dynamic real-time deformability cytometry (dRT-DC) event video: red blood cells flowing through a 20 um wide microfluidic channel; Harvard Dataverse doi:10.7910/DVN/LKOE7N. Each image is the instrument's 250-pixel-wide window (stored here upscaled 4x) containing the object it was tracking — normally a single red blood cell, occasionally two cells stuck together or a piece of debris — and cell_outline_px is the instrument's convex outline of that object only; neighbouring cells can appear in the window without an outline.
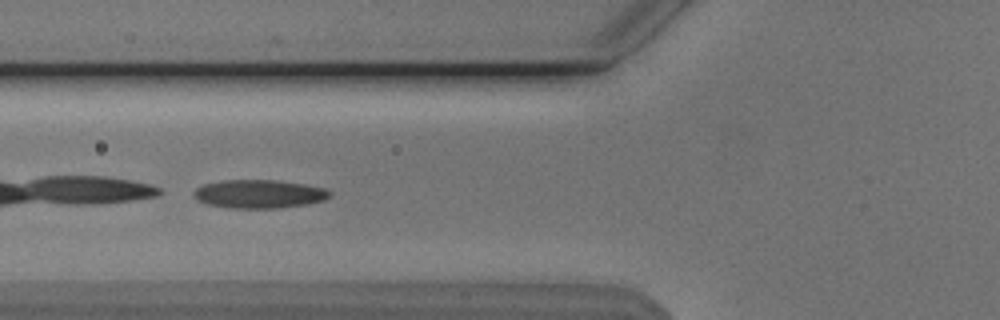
{"species": "Egyptian fruit bat (a non-hibernating species)", "species_latin": "Rousettus aegyptiacus", "temperature_condition": "cold", "stored_images_in_passage": 34, "camera_frame_rate_fps": 3000, "um_per_image_px": 0.085, "animal": {"sex": "male"}, "frame": {"image": 1, "passage_image": 3, "time_ms": 0.667, "image_size_px": [1000, 320], "cell_outline_px": [[332, 192], [324, 200], [308, 204], [280, 208], [228, 208], [208, 204], [196, 200], [192, 196], [192, 192], [196, 188], [204, 184], [220, 180], [276, 180], [304, 184], [324, 188]], "centroid_in_image_um": [21.98, 16.49], "position_along_channel_um": 103.8, "area_um2": 22.72}}
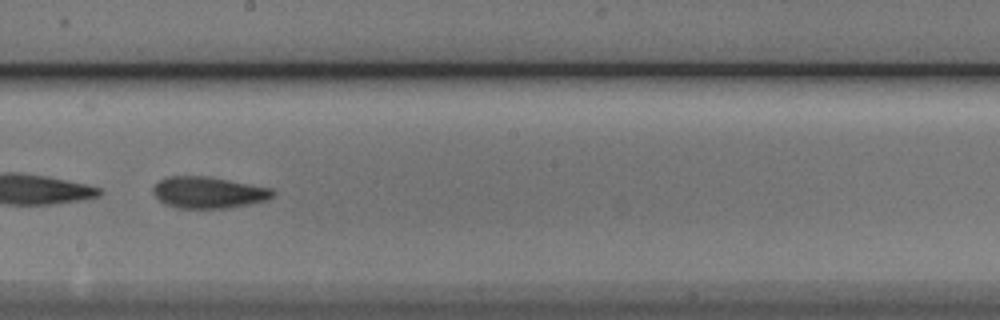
{"frame": {"image": 2, "passage_image": 13, "time_ms": 4.0, "image_size_px": [1000, 320], "cell_outline_px": [[276, 192], [268, 200], [248, 204], [224, 208], [176, 208], [164, 204], [152, 192], [152, 188], [156, 180], [164, 176], [208, 176], [272, 188]], "centroid_in_image_um": [17.67, 16.35], "position_along_channel_um": 230.5, "area_um2": 22.2}}
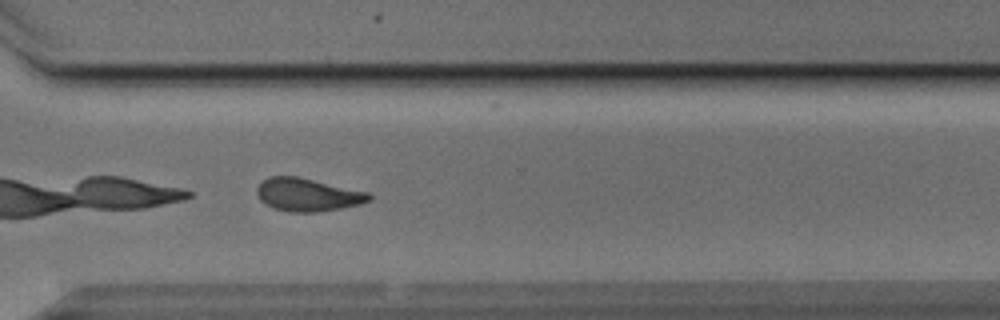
{"frame": {"image": 3, "passage_image": 22, "time_ms": 7.0, "image_size_px": [1000, 320], "cell_outline_px": [[372, 200], [360, 204], [320, 212], [292, 212], [272, 208], [260, 200], [256, 192], [256, 188], [268, 176], [296, 176], [368, 192], [372, 196]], "centroid_in_image_um": [26.14, 16.56], "position_along_channel_um": 344.5, "area_um2": 21.5}}